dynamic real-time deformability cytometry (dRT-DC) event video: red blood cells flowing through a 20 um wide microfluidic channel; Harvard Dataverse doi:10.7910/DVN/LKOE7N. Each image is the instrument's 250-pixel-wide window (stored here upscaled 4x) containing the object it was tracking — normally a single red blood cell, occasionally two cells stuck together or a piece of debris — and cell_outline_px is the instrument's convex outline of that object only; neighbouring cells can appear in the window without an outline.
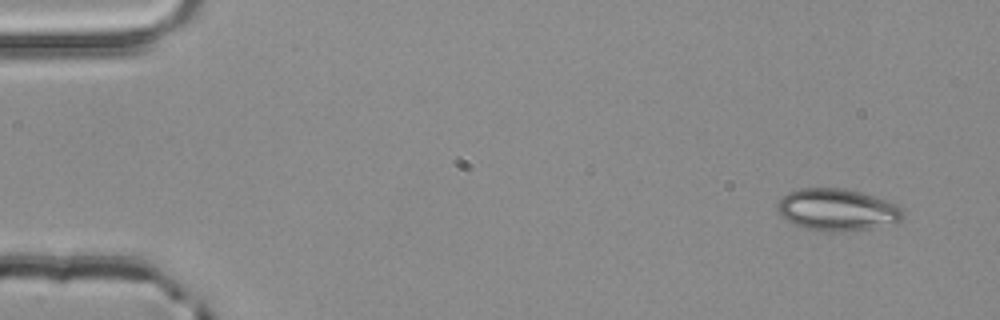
{"species": "common noctule bat (a hibernating species)", "species_latin": "Nyctalus noctula", "temperature_condition": "room temperature", "stored_images_in_passage": 4, "camera_frame_rate_fps": 3000, "um_per_image_px": 0.085, "animal": {"sex": "male", "body_mass_g": 20.4}, "frame": {"image": 1, "passage_image": 1, "time_ms": 0.0, "image_size_px": [1000, 320], "cell_outline_px": [[904, 216], [900, 220], [872, 228], [808, 228], [796, 224], [780, 216], [776, 208], [780, 200], [788, 192], [800, 188], [844, 188], [876, 196], [896, 204], [904, 212]], "centroid_in_image_um": [71.15, 17.75], "position_along_channel_um": 13.8, "area_um2": 29.42}}